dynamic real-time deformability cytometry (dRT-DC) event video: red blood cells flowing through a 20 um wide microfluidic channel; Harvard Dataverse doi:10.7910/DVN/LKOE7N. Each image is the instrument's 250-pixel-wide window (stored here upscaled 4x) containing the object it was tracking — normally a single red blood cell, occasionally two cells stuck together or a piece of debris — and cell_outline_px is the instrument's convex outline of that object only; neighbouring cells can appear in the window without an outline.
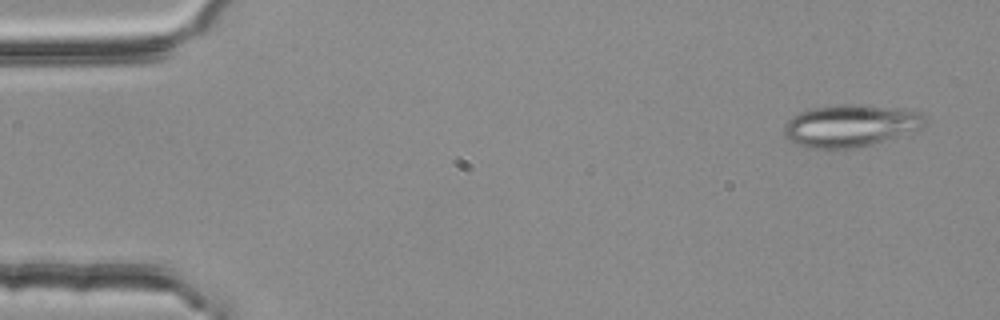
{"species": "common noctule bat (a hibernating species)", "species_latin": "Nyctalus noctula", "temperature_condition": "room temperature", "stored_images_in_passage": 5, "camera_frame_rate_fps": 3000, "um_per_image_px": 0.085, "animal": {"sex": "female", "body_mass_g": 25.1}, "frame": {"image": 1, "passage_image": 1, "time_ms": 0.0, "image_size_px": [1000, 320], "cell_outline_px": [[928, 124], [924, 128], [872, 144], [848, 148], [808, 148], [796, 144], [788, 140], [784, 136], [784, 124], [792, 116], [800, 112], [812, 108], [844, 104], [916, 112], [924, 116]], "centroid_in_image_um": [72.22, 10.71], "position_along_channel_um": 12.8, "area_um2": 33.87}}